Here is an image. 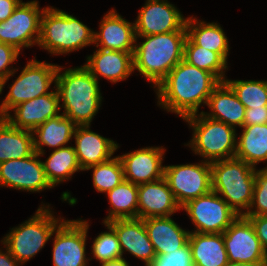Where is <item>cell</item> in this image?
Wrapping results in <instances>:
<instances>
[{
	"mask_svg": "<svg viewBox=\"0 0 267 266\" xmlns=\"http://www.w3.org/2000/svg\"><path fill=\"white\" fill-rule=\"evenodd\" d=\"M89 223L86 220H63L54 230L53 266H87L86 240Z\"/></svg>",
	"mask_w": 267,
	"mask_h": 266,
	"instance_id": "cell-12",
	"label": "cell"
},
{
	"mask_svg": "<svg viewBox=\"0 0 267 266\" xmlns=\"http://www.w3.org/2000/svg\"><path fill=\"white\" fill-rule=\"evenodd\" d=\"M3 88V79L0 78V94H2Z\"/></svg>",
	"mask_w": 267,
	"mask_h": 266,
	"instance_id": "cell-46",
	"label": "cell"
},
{
	"mask_svg": "<svg viewBox=\"0 0 267 266\" xmlns=\"http://www.w3.org/2000/svg\"><path fill=\"white\" fill-rule=\"evenodd\" d=\"M40 157L37 152H34L26 158L1 162L0 187L33 193L53 188L45 176Z\"/></svg>",
	"mask_w": 267,
	"mask_h": 266,
	"instance_id": "cell-13",
	"label": "cell"
},
{
	"mask_svg": "<svg viewBox=\"0 0 267 266\" xmlns=\"http://www.w3.org/2000/svg\"><path fill=\"white\" fill-rule=\"evenodd\" d=\"M188 243L194 266H225L228 263L223 233L190 232Z\"/></svg>",
	"mask_w": 267,
	"mask_h": 266,
	"instance_id": "cell-25",
	"label": "cell"
},
{
	"mask_svg": "<svg viewBox=\"0 0 267 266\" xmlns=\"http://www.w3.org/2000/svg\"><path fill=\"white\" fill-rule=\"evenodd\" d=\"M50 205L41 204L35 214L17 227H13L3 237L4 245L11 255L20 263L25 264L33 258L49 239L56 227L64 218H55Z\"/></svg>",
	"mask_w": 267,
	"mask_h": 266,
	"instance_id": "cell-6",
	"label": "cell"
},
{
	"mask_svg": "<svg viewBox=\"0 0 267 266\" xmlns=\"http://www.w3.org/2000/svg\"><path fill=\"white\" fill-rule=\"evenodd\" d=\"M115 230L122 254L128 251L149 266L156 256L153 244L151 243L143 219H116L108 222Z\"/></svg>",
	"mask_w": 267,
	"mask_h": 266,
	"instance_id": "cell-20",
	"label": "cell"
},
{
	"mask_svg": "<svg viewBox=\"0 0 267 266\" xmlns=\"http://www.w3.org/2000/svg\"><path fill=\"white\" fill-rule=\"evenodd\" d=\"M181 209L187 212L197 233H223L238 214L214 191L190 200Z\"/></svg>",
	"mask_w": 267,
	"mask_h": 266,
	"instance_id": "cell-11",
	"label": "cell"
},
{
	"mask_svg": "<svg viewBox=\"0 0 267 266\" xmlns=\"http://www.w3.org/2000/svg\"><path fill=\"white\" fill-rule=\"evenodd\" d=\"M164 147H144L118 157L121 160L124 180L140 185L164 177Z\"/></svg>",
	"mask_w": 267,
	"mask_h": 266,
	"instance_id": "cell-16",
	"label": "cell"
},
{
	"mask_svg": "<svg viewBox=\"0 0 267 266\" xmlns=\"http://www.w3.org/2000/svg\"><path fill=\"white\" fill-rule=\"evenodd\" d=\"M63 69L58 66L54 85L62 102L60 110L76 126L91 125L103 99L98 80L84 65Z\"/></svg>",
	"mask_w": 267,
	"mask_h": 266,
	"instance_id": "cell-2",
	"label": "cell"
},
{
	"mask_svg": "<svg viewBox=\"0 0 267 266\" xmlns=\"http://www.w3.org/2000/svg\"><path fill=\"white\" fill-rule=\"evenodd\" d=\"M106 195L111 206L108 216L102 223L116 219L138 218V185L123 180Z\"/></svg>",
	"mask_w": 267,
	"mask_h": 266,
	"instance_id": "cell-31",
	"label": "cell"
},
{
	"mask_svg": "<svg viewBox=\"0 0 267 266\" xmlns=\"http://www.w3.org/2000/svg\"><path fill=\"white\" fill-rule=\"evenodd\" d=\"M181 210L163 177L160 180L138 185V218L172 217Z\"/></svg>",
	"mask_w": 267,
	"mask_h": 266,
	"instance_id": "cell-19",
	"label": "cell"
},
{
	"mask_svg": "<svg viewBox=\"0 0 267 266\" xmlns=\"http://www.w3.org/2000/svg\"><path fill=\"white\" fill-rule=\"evenodd\" d=\"M94 44V30L75 16L57 8L45 7L41 17L38 47L51 55H64Z\"/></svg>",
	"mask_w": 267,
	"mask_h": 266,
	"instance_id": "cell-4",
	"label": "cell"
},
{
	"mask_svg": "<svg viewBox=\"0 0 267 266\" xmlns=\"http://www.w3.org/2000/svg\"><path fill=\"white\" fill-rule=\"evenodd\" d=\"M220 81L210 72L184 59L155 87L157 104L182 119L199 113Z\"/></svg>",
	"mask_w": 267,
	"mask_h": 266,
	"instance_id": "cell-1",
	"label": "cell"
},
{
	"mask_svg": "<svg viewBox=\"0 0 267 266\" xmlns=\"http://www.w3.org/2000/svg\"><path fill=\"white\" fill-rule=\"evenodd\" d=\"M210 165L212 191L221 195L239 216H244L252 203L257 168L236 157Z\"/></svg>",
	"mask_w": 267,
	"mask_h": 266,
	"instance_id": "cell-5",
	"label": "cell"
},
{
	"mask_svg": "<svg viewBox=\"0 0 267 266\" xmlns=\"http://www.w3.org/2000/svg\"><path fill=\"white\" fill-rule=\"evenodd\" d=\"M233 90L245 108L267 105V81L265 80H224Z\"/></svg>",
	"mask_w": 267,
	"mask_h": 266,
	"instance_id": "cell-34",
	"label": "cell"
},
{
	"mask_svg": "<svg viewBox=\"0 0 267 266\" xmlns=\"http://www.w3.org/2000/svg\"><path fill=\"white\" fill-rule=\"evenodd\" d=\"M45 176L52 187L68 181L76 172L83 171L74 146H64L53 150L50 156L42 161Z\"/></svg>",
	"mask_w": 267,
	"mask_h": 266,
	"instance_id": "cell-30",
	"label": "cell"
},
{
	"mask_svg": "<svg viewBox=\"0 0 267 266\" xmlns=\"http://www.w3.org/2000/svg\"><path fill=\"white\" fill-rule=\"evenodd\" d=\"M164 178L180 207L212 190L211 165L208 161L164 165Z\"/></svg>",
	"mask_w": 267,
	"mask_h": 266,
	"instance_id": "cell-10",
	"label": "cell"
},
{
	"mask_svg": "<svg viewBox=\"0 0 267 266\" xmlns=\"http://www.w3.org/2000/svg\"><path fill=\"white\" fill-rule=\"evenodd\" d=\"M143 221L156 255L169 254L188 243L190 231L182 229L170 216L150 217Z\"/></svg>",
	"mask_w": 267,
	"mask_h": 266,
	"instance_id": "cell-23",
	"label": "cell"
},
{
	"mask_svg": "<svg viewBox=\"0 0 267 266\" xmlns=\"http://www.w3.org/2000/svg\"><path fill=\"white\" fill-rule=\"evenodd\" d=\"M260 266H267V252L265 253L263 259L260 261Z\"/></svg>",
	"mask_w": 267,
	"mask_h": 266,
	"instance_id": "cell-45",
	"label": "cell"
},
{
	"mask_svg": "<svg viewBox=\"0 0 267 266\" xmlns=\"http://www.w3.org/2000/svg\"><path fill=\"white\" fill-rule=\"evenodd\" d=\"M149 266H194L189 243L169 254L156 255Z\"/></svg>",
	"mask_w": 267,
	"mask_h": 266,
	"instance_id": "cell-37",
	"label": "cell"
},
{
	"mask_svg": "<svg viewBox=\"0 0 267 266\" xmlns=\"http://www.w3.org/2000/svg\"><path fill=\"white\" fill-rule=\"evenodd\" d=\"M190 128L192 139L188 144L203 161L213 162L235 157L237 150L236 128L212 118L201 111L183 119Z\"/></svg>",
	"mask_w": 267,
	"mask_h": 266,
	"instance_id": "cell-7",
	"label": "cell"
},
{
	"mask_svg": "<svg viewBox=\"0 0 267 266\" xmlns=\"http://www.w3.org/2000/svg\"><path fill=\"white\" fill-rule=\"evenodd\" d=\"M35 152L32 131L13 127L0 118V163L31 156Z\"/></svg>",
	"mask_w": 267,
	"mask_h": 266,
	"instance_id": "cell-28",
	"label": "cell"
},
{
	"mask_svg": "<svg viewBox=\"0 0 267 266\" xmlns=\"http://www.w3.org/2000/svg\"><path fill=\"white\" fill-rule=\"evenodd\" d=\"M19 54L15 47L0 42V78L3 79V86L18 70L9 65L17 60Z\"/></svg>",
	"mask_w": 267,
	"mask_h": 266,
	"instance_id": "cell-38",
	"label": "cell"
},
{
	"mask_svg": "<svg viewBox=\"0 0 267 266\" xmlns=\"http://www.w3.org/2000/svg\"><path fill=\"white\" fill-rule=\"evenodd\" d=\"M58 66L35 58L30 60L10 85L0 105V118L10 114L17 105L50 93L49 87L56 83Z\"/></svg>",
	"mask_w": 267,
	"mask_h": 266,
	"instance_id": "cell-8",
	"label": "cell"
},
{
	"mask_svg": "<svg viewBox=\"0 0 267 266\" xmlns=\"http://www.w3.org/2000/svg\"><path fill=\"white\" fill-rule=\"evenodd\" d=\"M228 262L260 263L266 251L256 235L254 226L244 216L223 232Z\"/></svg>",
	"mask_w": 267,
	"mask_h": 266,
	"instance_id": "cell-15",
	"label": "cell"
},
{
	"mask_svg": "<svg viewBox=\"0 0 267 266\" xmlns=\"http://www.w3.org/2000/svg\"><path fill=\"white\" fill-rule=\"evenodd\" d=\"M186 37L187 31L136 36L134 71H139L155 88L183 60ZM138 38L144 41L137 44Z\"/></svg>",
	"mask_w": 267,
	"mask_h": 266,
	"instance_id": "cell-3",
	"label": "cell"
},
{
	"mask_svg": "<svg viewBox=\"0 0 267 266\" xmlns=\"http://www.w3.org/2000/svg\"><path fill=\"white\" fill-rule=\"evenodd\" d=\"M250 220L254 226L257 237L262 247L267 252V215L260 216H244Z\"/></svg>",
	"mask_w": 267,
	"mask_h": 266,
	"instance_id": "cell-40",
	"label": "cell"
},
{
	"mask_svg": "<svg viewBox=\"0 0 267 266\" xmlns=\"http://www.w3.org/2000/svg\"><path fill=\"white\" fill-rule=\"evenodd\" d=\"M93 169V186L100 193H107L124 180V172L121 160L118 156L110 160L92 165L84 171Z\"/></svg>",
	"mask_w": 267,
	"mask_h": 266,
	"instance_id": "cell-33",
	"label": "cell"
},
{
	"mask_svg": "<svg viewBox=\"0 0 267 266\" xmlns=\"http://www.w3.org/2000/svg\"><path fill=\"white\" fill-rule=\"evenodd\" d=\"M109 231L101 232L93 241L91 246L94 259L99 263L116 260L123 257L118 236L115 230L104 223Z\"/></svg>",
	"mask_w": 267,
	"mask_h": 266,
	"instance_id": "cell-35",
	"label": "cell"
},
{
	"mask_svg": "<svg viewBox=\"0 0 267 266\" xmlns=\"http://www.w3.org/2000/svg\"><path fill=\"white\" fill-rule=\"evenodd\" d=\"M237 138L235 157L256 168L258 163L267 162V124L243 126Z\"/></svg>",
	"mask_w": 267,
	"mask_h": 266,
	"instance_id": "cell-29",
	"label": "cell"
},
{
	"mask_svg": "<svg viewBox=\"0 0 267 266\" xmlns=\"http://www.w3.org/2000/svg\"><path fill=\"white\" fill-rule=\"evenodd\" d=\"M207 106L211 111L209 113L203 111V114L208 118L242 129L246 108L225 81L220 82L214 88Z\"/></svg>",
	"mask_w": 267,
	"mask_h": 266,
	"instance_id": "cell-24",
	"label": "cell"
},
{
	"mask_svg": "<svg viewBox=\"0 0 267 266\" xmlns=\"http://www.w3.org/2000/svg\"><path fill=\"white\" fill-rule=\"evenodd\" d=\"M44 10L37 0L21 2L10 17L0 22V42L18 51L38 44Z\"/></svg>",
	"mask_w": 267,
	"mask_h": 266,
	"instance_id": "cell-9",
	"label": "cell"
},
{
	"mask_svg": "<svg viewBox=\"0 0 267 266\" xmlns=\"http://www.w3.org/2000/svg\"><path fill=\"white\" fill-rule=\"evenodd\" d=\"M22 0H0V22L12 15Z\"/></svg>",
	"mask_w": 267,
	"mask_h": 266,
	"instance_id": "cell-41",
	"label": "cell"
},
{
	"mask_svg": "<svg viewBox=\"0 0 267 266\" xmlns=\"http://www.w3.org/2000/svg\"><path fill=\"white\" fill-rule=\"evenodd\" d=\"M267 215V166L256 169L252 203L244 216Z\"/></svg>",
	"mask_w": 267,
	"mask_h": 266,
	"instance_id": "cell-36",
	"label": "cell"
},
{
	"mask_svg": "<svg viewBox=\"0 0 267 266\" xmlns=\"http://www.w3.org/2000/svg\"><path fill=\"white\" fill-rule=\"evenodd\" d=\"M133 54L124 51L98 48L87 56L84 66L99 80L98 76L112 83L127 79L134 72Z\"/></svg>",
	"mask_w": 267,
	"mask_h": 266,
	"instance_id": "cell-22",
	"label": "cell"
},
{
	"mask_svg": "<svg viewBox=\"0 0 267 266\" xmlns=\"http://www.w3.org/2000/svg\"><path fill=\"white\" fill-rule=\"evenodd\" d=\"M73 138L77 159L83 171L110 160L119 147L112 139L91 131L90 125L76 126Z\"/></svg>",
	"mask_w": 267,
	"mask_h": 266,
	"instance_id": "cell-21",
	"label": "cell"
},
{
	"mask_svg": "<svg viewBox=\"0 0 267 266\" xmlns=\"http://www.w3.org/2000/svg\"><path fill=\"white\" fill-rule=\"evenodd\" d=\"M75 128L76 125L62 113L48 119L32 131L35 152L43 156L45 154L43 146L54 150L67 146L66 144L74 136Z\"/></svg>",
	"mask_w": 267,
	"mask_h": 266,
	"instance_id": "cell-26",
	"label": "cell"
},
{
	"mask_svg": "<svg viewBox=\"0 0 267 266\" xmlns=\"http://www.w3.org/2000/svg\"><path fill=\"white\" fill-rule=\"evenodd\" d=\"M3 250L0 249V266H22L9 252V250L5 247Z\"/></svg>",
	"mask_w": 267,
	"mask_h": 266,
	"instance_id": "cell-42",
	"label": "cell"
},
{
	"mask_svg": "<svg viewBox=\"0 0 267 266\" xmlns=\"http://www.w3.org/2000/svg\"><path fill=\"white\" fill-rule=\"evenodd\" d=\"M187 36L196 44L219 53L226 61L229 55V41L217 22L206 23L195 17H187L185 23Z\"/></svg>",
	"mask_w": 267,
	"mask_h": 266,
	"instance_id": "cell-27",
	"label": "cell"
},
{
	"mask_svg": "<svg viewBox=\"0 0 267 266\" xmlns=\"http://www.w3.org/2000/svg\"><path fill=\"white\" fill-rule=\"evenodd\" d=\"M186 17L168 0H147L135 22L136 36L186 31Z\"/></svg>",
	"mask_w": 267,
	"mask_h": 266,
	"instance_id": "cell-14",
	"label": "cell"
},
{
	"mask_svg": "<svg viewBox=\"0 0 267 266\" xmlns=\"http://www.w3.org/2000/svg\"><path fill=\"white\" fill-rule=\"evenodd\" d=\"M100 264H101V266H129L128 262L123 257L119 258V259H116V260L103 262V263H100Z\"/></svg>",
	"mask_w": 267,
	"mask_h": 266,
	"instance_id": "cell-43",
	"label": "cell"
},
{
	"mask_svg": "<svg viewBox=\"0 0 267 266\" xmlns=\"http://www.w3.org/2000/svg\"><path fill=\"white\" fill-rule=\"evenodd\" d=\"M225 266H260V263L228 262Z\"/></svg>",
	"mask_w": 267,
	"mask_h": 266,
	"instance_id": "cell-44",
	"label": "cell"
},
{
	"mask_svg": "<svg viewBox=\"0 0 267 266\" xmlns=\"http://www.w3.org/2000/svg\"><path fill=\"white\" fill-rule=\"evenodd\" d=\"M267 124V105L257 108L245 109V119L243 126Z\"/></svg>",
	"mask_w": 267,
	"mask_h": 266,
	"instance_id": "cell-39",
	"label": "cell"
},
{
	"mask_svg": "<svg viewBox=\"0 0 267 266\" xmlns=\"http://www.w3.org/2000/svg\"><path fill=\"white\" fill-rule=\"evenodd\" d=\"M99 26V31H94V45L97 48L134 53L136 41L134 22L127 21L112 9L104 15Z\"/></svg>",
	"mask_w": 267,
	"mask_h": 266,
	"instance_id": "cell-18",
	"label": "cell"
},
{
	"mask_svg": "<svg viewBox=\"0 0 267 266\" xmlns=\"http://www.w3.org/2000/svg\"><path fill=\"white\" fill-rule=\"evenodd\" d=\"M183 59L199 69L212 73L220 82L226 79L227 61L219 53L196 45L188 36L184 42Z\"/></svg>",
	"mask_w": 267,
	"mask_h": 266,
	"instance_id": "cell-32",
	"label": "cell"
},
{
	"mask_svg": "<svg viewBox=\"0 0 267 266\" xmlns=\"http://www.w3.org/2000/svg\"><path fill=\"white\" fill-rule=\"evenodd\" d=\"M54 89L46 95L17 105L11 110L14 115L8 114L4 118L13 127L33 131L48 119L60 115L59 94L56 87Z\"/></svg>",
	"mask_w": 267,
	"mask_h": 266,
	"instance_id": "cell-17",
	"label": "cell"
}]
</instances>
